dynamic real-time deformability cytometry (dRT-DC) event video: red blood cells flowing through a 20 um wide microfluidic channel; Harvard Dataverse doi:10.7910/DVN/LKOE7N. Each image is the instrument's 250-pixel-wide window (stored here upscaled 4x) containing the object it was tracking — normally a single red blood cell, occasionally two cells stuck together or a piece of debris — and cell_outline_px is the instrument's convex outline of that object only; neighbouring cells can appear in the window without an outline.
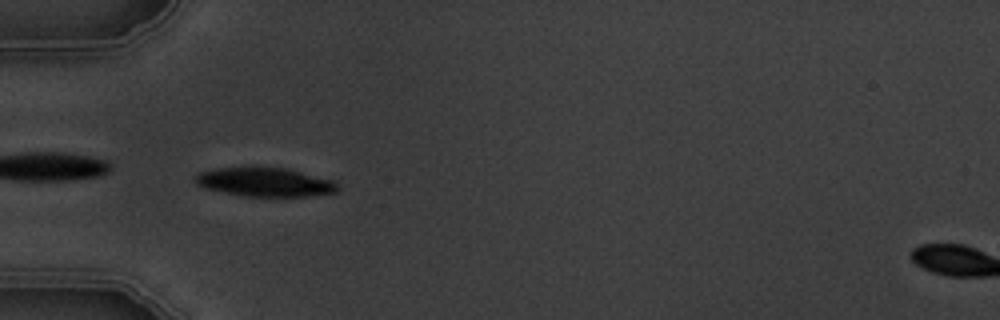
{"species": "common noctule bat (a hibernating species)", "species_latin": "Nyctalus noctula", "temperature_condition": "warm", "stored_images_in_passage": 7, "camera_frame_rate_fps": 3000, "um_per_image_px": 0.085, "animal": {"sex": "male", "body_mass_g": 19.5, "forearm_length_mm": 54.6}, "frame": {"image": 1, "passage_image": 6, "time_ms": 6.0, "image_size_px": [1000, 320], "cell_outline_px": [[340, 188], [336, 192], [304, 196], [244, 196], [204, 188], [196, 184], [192, 176], [196, 172], [216, 168], [252, 164], [288, 168], [336, 180]], "centroid_in_image_um": [22.47, 15.42], "position_along_channel_um": 62.5, "area_um2": 25.14}}